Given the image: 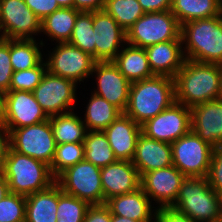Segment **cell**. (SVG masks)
Returning a JSON list of instances; mask_svg holds the SVG:
<instances>
[{
	"mask_svg": "<svg viewBox=\"0 0 222 222\" xmlns=\"http://www.w3.org/2000/svg\"><path fill=\"white\" fill-rule=\"evenodd\" d=\"M175 101L189 107L218 99L220 65L185 59L174 78Z\"/></svg>",
	"mask_w": 222,
	"mask_h": 222,
	"instance_id": "cell-1",
	"label": "cell"
},
{
	"mask_svg": "<svg viewBox=\"0 0 222 222\" xmlns=\"http://www.w3.org/2000/svg\"><path fill=\"white\" fill-rule=\"evenodd\" d=\"M174 102V78L155 75L131 83L129 102L124 113L142 125Z\"/></svg>",
	"mask_w": 222,
	"mask_h": 222,
	"instance_id": "cell-2",
	"label": "cell"
},
{
	"mask_svg": "<svg viewBox=\"0 0 222 222\" xmlns=\"http://www.w3.org/2000/svg\"><path fill=\"white\" fill-rule=\"evenodd\" d=\"M185 59L222 64V14L181 25Z\"/></svg>",
	"mask_w": 222,
	"mask_h": 222,
	"instance_id": "cell-3",
	"label": "cell"
},
{
	"mask_svg": "<svg viewBox=\"0 0 222 222\" xmlns=\"http://www.w3.org/2000/svg\"><path fill=\"white\" fill-rule=\"evenodd\" d=\"M1 171L8 182L9 191L25 197L46 190L55 183L49 165L19 154L10 147Z\"/></svg>",
	"mask_w": 222,
	"mask_h": 222,
	"instance_id": "cell-4",
	"label": "cell"
},
{
	"mask_svg": "<svg viewBox=\"0 0 222 222\" xmlns=\"http://www.w3.org/2000/svg\"><path fill=\"white\" fill-rule=\"evenodd\" d=\"M171 208L196 222H222L219 196L207 176L186 177Z\"/></svg>",
	"mask_w": 222,
	"mask_h": 222,
	"instance_id": "cell-5",
	"label": "cell"
},
{
	"mask_svg": "<svg viewBox=\"0 0 222 222\" xmlns=\"http://www.w3.org/2000/svg\"><path fill=\"white\" fill-rule=\"evenodd\" d=\"M172 40L182 38L181 25L171 10L145 13L126 30V44L139 48Z\"/></svg>",
	"mask_w": 222,
	"mask_h": 222,
	"instance_id": "cell-6",
	"label": "cell"
},
{
	"mask_svg": "<svg viewBox=\"0 0 222 222\" xmlns=\"http://www.w3.org/2000/svg\"><path fill=\"white\" fill-rule=\"evenodd\" d=\"M101 168L83 159L63 171L55 182L62 192L87 201L90 205L104 204Z\"/></svg>",
	"mask_w": 222,
	"mask_h": 222,
	"instance_id": "cell-7",
	"label": "cell"
},
{
	"mask_svg": "<svg viewBox=\"0 0 222 222\" xmlns=\"http://www.w3.org/2000/svg\"><path fill=\"white\" fill-rule=\"evenodd\" d=\"M56 145L49 119L9 132V146L12 150L40 160L49 166L53 160Z\"/></svg>",
	"mask_w": 222,
	"mask_h": 222,
	"instance_id": "cell-8",
	"label": "cell"
},
{
	"mask_svg": "<svg viewBox=\"0 0 222 222\" xmlns=\"http://www.w3.org/2000/svg\"><path fill=\"white\" fill-rule=\"evenodd\" d=\"M173 165L186 177L208 175L213 148L193 131L171 143Z\"/></svg>",
	"mask_w": 222,
	"mask_h": 222,
	"instance_id": "cell-9",
	"label": "cell"
},
{
	"mask_svg": "<svg viewBox=\"0 0 222 222\" xmlns=\"http://www.w3.org/2000/svg\"><path fill=\"white\" fill-rule=\"evenodd\" d=\"M76 88L77 84L74 81L47 71L32 93L42 110L50 117L73 110L77 99Z\"/></svg>",
	"mask_w": 222,
	"mask_h": 222,
	"instance_id": "cell-10",
	"label": "cell"
},
{
	"mask_svg": "<svg viewBox=\"0 0 222 222\" xmlns=\"http://www.w3.org/2000/svg\"><path fill=\"white\" fill-rule=\"evenodd\" d=\"M53 49L45 61L47 71L70 79L76 84L92 75L97 61L90 54L68 42L58 43Z\"/></svg>",
	"mask_w": 222,
	"mask_h": 222,
	"instance_id": "cell-11",
	"label": "cell"
},
{
	"mask_svg": "<svg viewBox=\"0 0 222 222\" xmlns=\"http://www.w3.org/2000/svg\"><path fill=\"white\" fill-rule=\"evenodd\" d=\"M41 33V20L24 0H0V38L35 39Z\"/></svg>",
	"mask_w": 222,
	"mask_h": 222,
	"instance_id": "cell-12",
	"label": "cell"
},
{
	"mask_svg": "<svg viewBox=\"0 0 222 222\" xmlns=\"http://www.w3.org/2000/svg\"><path fill=\"white\" fill-rule=\"evenodd\" d=\"M141 129L147 137L171 144L191 130L190 108L175 101Z\"/></svg>",
	"mask_w": 222,
	"mask_h": 222,
	"instance_id": "cell-13",
	"label": "cell"
},
{
	"mask_svg": "<svg viewBox=\"0 0 222 222\" xmlns=\"http://www.w3.org/2000/svg\"><path fill=\"white\" fill-rule=\"evenodd\" d=\"M48 119L32 92L19 90L5 93L4 115L1 122L8 132Z\"/></svg>",
	"mask_w": 222,
	"mask_h": 222,
	"instance_id": "cell-14",
	"label": "cell"
},
{
	"mask_svg": "<svg viewBox=\"0 0 222 222\" xmlns=\"http://www.w3.org/2000/svg\"><path fill=\"white\" fill-rule=\"evenodd\" d=\"M186 176L174 165L149 171L141 176L140 187L161 207H171Z\"/></svg>",
	"mask_w": 222,
	"mask_h": 222,
	"instance_id": "cell-15",
	"label": "cell"
},
{
	"mask_svg": "<svg viewBox=\"0 0 222 222\" xmlns=\"http://www.w3.org/2000/svg\"><path fill=\"white\" fill-rule=\"evenodd\" d=\"M93 73L97 77V89L94 93L124 113L129 102L131 82L123 76L113 61H97L92 75Z\"/></svg>",
	"mask_w": 222,
	"mask_h": 222,
	"instance_id": "cell-16",
	"label": "cell"
},
{
	"mask_svg": "<svg viewBox=\"0 0 222 222\" xmlns=\"http://www.w3.org/2000/svg\"><path fill=\"white\" fill-rule=\"evenodd\" d=\"M93 31L95 60L113 61L127 43L126 31L104 10L93 11Z\"/></svg>",
	"mask_w": 222,
	"mask_h": 222,
	"instance_id": "cell-17",
	"label": "cell"
},
{
	"mask_svg": "<svg viewBox=\"0 0 222 222\" xmlns=\"http://www.w3.org/2000/svg\"><path fill=\"white\" fill-rule=\"evenodd\" d=\"M191 131L212 147L222 145V99L207 101L190 109Z\"/></svg>",
	"mask_w": 222,
	"mask_h": 222,
	"instance_id": "cell-18",
	"label": "cell"
},
{
	"mask_svg": "<svg viewBox=\"0 0 222 222\" xmlns=\"http://www.w3.org/2000/svg\"><path fill=\"white\" fill-rule=\"evenodd\" d=\"M104 203L111 197L130 193L140 187L141 177L132 161L117 160L101 168Z\"/></svg>",
	"mask_w": 222,
	"mask_h": 222,
	"instance_id": "cell-19",
	"label": "cell"
},
{
	"mask_svg": "<svg viewBox=\"0 0 222 222\" xmlns=\"http://www.w3.org/2000/svg\"><path fill=\"white\" fill-rule=\"evenodd\" d=\"M103 132L117 160L132 161L138 137L142 133L141 125L121 113Z\"/></svg>",
	"mask_w": 222,
	"mask_h": 222,
	"instance_id": "cell-20",
	"label": "cell"
},
{
	"mask_svg": "<svg viewBox=\"0 0 222 222\" xmlns=\"http://www.w3.org/2000/svg\"><path fill=\"white\" fill-rule=\"evenodd\" d=\"M132 163L138 169L140 177L149 171L172 166L171 144L154 140L141 133Z\"/></svg>",
	"mask_w": 222,
	"mask_h": 222,
	"instance_id": "cell-21",
	"label": "cell"
},
{
	"mask_svg": "<svg viewBox=\"0 0 222 222\" xmlns=\"http://www.w3.org/2000/svg\"><path fill=\"white\" fill-rule=\"evenodd\" d=\"M150 200L143 189L139 187L133 192L111 197L105 204L109 207L112 215L140 222H151L154 219L155 222L157 209L152 207Z\"/></svg>",
	"mask_w": 222,
	"mask_h": 222,
	"instance_id": "cell-22",
	"label": "cell"
},
{
	"mask_svg": "<svg viewBox=\"0 0 222 222\" xmlns=\"http://www.w3.org/2000/svg\"><path fill=\"white\" fill-rule=\"evenodd\" d=\"M182 46V40H172L146 47L153 74L175 78L185 61Z\"/></svg>",
	"mask_w": 222,
	"mask_h": 222,
	"instance_id": "cell-23",
	"label": "cell"
},
{
	"mask_svg": "<svg viewBox=\"0 0 222 222\" xmlns=\"http://www.w3.org/2000/svg\"><path fill=\"white\" fill-rule=\"evenodd\" d=\"M58 184L26 197L25 222H57Z\"/></svg>",
	"mask_w": 222,
	"mask_h": 222,
	"instance_id": "cell-24",
	"label": "cell"
},
{
	"mask_svg": "<svg viewBox=\"0 0 222 222\" xmlns=\"http://www.w3.org/2000/svg\"><path fill=\"white\" fill-rule=\"evenodd\" d=\"M121 49L113 62L127 80L132 83L155 76L150 68L145 48L128 44Z\"/></svg>",
	"mask_w": 222,
	"mask_h": 222,
	"instance_id": "cell-25",
	"label": "cell"
},
{
	"mask_svg": "<svg viewBox=\"0 0 222 222\" xmlns=\"http://www.w3.org/2000/svg\"><path fill=\"white\" fill-rule=\"evenodd\" d=\"M81 11L75 8L60 7L41 20V32L56 43L69 42L76 18Z\"/></svg>",
	"mask_w": 222,
	"mask_h": 222,
	"instance_id": "cell-26",
	"label": "cell"
},
{
	"mask_svg": "<svg viewBox=\"0 0 222 222\" xmlns=\"http://www.w3.org/2000/svg\"><path fill=\"white\" fill-rule=\"evenodd\" d=\"M56 144L84 142L88 132L74 111L49 117Z\"/></svg>",
	"mask_w": 222,
	"mask_h": 222,
	"instance_id": "cell-27",
	"label": "cell"
},
{
	"mask_svg": "<svg viewBox=\"0 0 222 222\" xmlns=\"http://www.w3.org/2000/svg\"><path fill=\"white\" fill-rule=\"evenodd\" d=\"M86 108L83 123L88 131H104L122 113L93 91Z\"/></svg>",
	"mask_w": 222,
	"mask_h": 222,
	"instance_id": "cell-28",
	"label": "cell"
},
{
	"mask_svg": "<svg viewBox=\"0 0 222 222\" xmlns=\"http://www.w3.org/2000/svg\"><path fill=\"white\" fill-rule=\"evenodd\" d=\"M35 39H10V60L14 72L36 67L42 60L40 47L44 42Z\"/></svg>",
	"mask_w": 222,
	"mask_h": 222,
	"instance_id": "cell-29",
	"label": "cell"
},
{
	"mask_svg": "<svg viewBox=\"0 0 222 222\" xmlns=\"http://www.w3.org/2000/svg\"><path fill=\"white\" fill-rule=\"evenodd\" d=\"M171 12L180 25L210 17L219 16L218 0H173Z\"/></svg>",
	"mask_w": 222,
	"mask_h": 222,
	"instance_id": "cell-30",
	"label": "cell"
},
{
	"mask_svg": "<svg viewBox=\"0 0 222 222\" xmlns=\"http://www.w3.org/2000/svg\"><path fill=\"white\" fill-rule=\"evenodd\" d=\"M84 159L103 168L117 161L103 131H88L84 139Z\"/></svg>",
	"mask_w": 222,
	"mask_h": 222,
	"instance_id": "cell-31",
	"label": "cell"
},
{
	"mask_svg": "<svg viewBox=\"0 0 222 222\" xmlns=\"http://www.w3.org/2000/svg\"><path fill=\"white\" fill-rule=\"evenodd\" d=\"M103 10L125 31L145 14L138 0H105Z\"/></svg>",
	"mask_w": 222,
	"mask_h": 222,
	"instance_id": "cell-32",
	"label": "cell"
},
{
	"mask_svg": "<svg viewBox=\"0 0 222 222\" xmlns=\"http://www.w3.org/2000/svg\"><path fill=\"white\" fill-rule=\"evenodd\" d=\"M70 44L90 54L95 59L93 11H81L75 21Z\"/></svg>",
	"mask_w": 222,
	"mask_h": 222,
	"instance_id": "cell-33",
	"label": "cell"
},
{
	"mask_svg": "<svg viewBox=\"0 0 222 222\" xmlns=\"http://www.w3.org/2000/svg\"><path fill=\"white\" fill-rule=\"evenodd\" d=\"M83 142L57 144L50 171L56 179L67 168L84 159Z\"/></svg>",
	"mask_w": 222,
	"mask_h": 222,
	"instance_id": "cell-34",
	"label": "cell"
},
{
	"mask_svg": "<svg viewBox=\"0 0 222 222\" xmlns=\"http://www.w3.org/2000/svg\"><path fill=\"white\" fill-rule=\"evenodd\" d=\"M89 206L87 201L63 193L58 185L57 222H83Z\"/></svg>",
	"mask_w": 222,
	"mask_h": 222,
	"instance_id": "cell-35",
	"label": "cell"
},
{
	"mask_svg": "<svg viewBox=\"0 0 222 222\" xmlns=\"http://www.w3.org/2000/svg\"><path fill=\"white\" fill-rule=\"evenodd\" d=\"M43 61L44 60L31 69L13 72L9 91L24 90L32 92L42 81L45 73L47 72V64Z\"/></svg>",
	"mask_w": 222,
	"mask_h": 222,
	"instance_id": "cell-36",
	"label": "cell"
},
{
	"mask_svg": "<svg viewBox=\"0 0 222 222\" xmlns=\"http://www.w3.org/2000/svg\"><path fill=\"white\" fill-rule=\"evenodd\" d=\"M26 197L9 192L0 201V222H25Z\"/></svg>",
	"mask_w": 222,
	"mask_h": 222,
	"instance_id": "cell-37",
	"label": "cell"
},
{
	"mask_svg": "<svg viewBox=\"0 0 222 222\" xmlns=\"http://www.w3.org/2000/svg\"><path fill=\"white\" fill-rule=\"evenodd\" d=\"M13 69L10 60V39L0 38V90L9 91Z\"/></svg>",
	"mask_w": 222,
	"mask_h": 222,
	"instance_id": "cell-38",
	"label": "cell"
},
{
	"mask_svg": "<svg viewBox=\"0 0 222 222\" xmlns=\"http://www.w3.org/2000/svg\"><path fill=\"white\" fill-rule=\"evenodd\" d=\"M207 178L209 186L217 194L222 191V145L213 148Z\"/></svg>",
	"mask_w": 222,
	"mask_h": 222,
	"instance_id": "cell-39",
	"label": "cell"
},
{
	"mask_svg": "<svg viewBox=\"0 0 222 222\" xmlns=\"http://www.w3.org/2000/svg\"><path fill=\"white\" fill-rule=\"evenodd\" d=\"M24 2L40 20L60 8L57 0H24Z\"/></svg>",
	"mask_w": 222,
	"mask_h": 222,
	"instance_id": "cell-40",
	"label": "cell"
},
{
	"mask_svg": "<svg viewBox=\"0 0 222 222\" xmlns=\"http://www.w3.org/2000/svg\"><path fill=\"white\" fill-rule=\"evenodd\" d=\"M83 222H111V211L105 203L90 205Z\"/></svg>",
	"mask_w": 222,
	"mask_h": 222,
	"instance_id": "cell-41",
	"label": "cell"
},
{
	"mask_svg": "<svg viewBox=\"0 0 222 222\" xmlns=\"http://www.w3.org/2000/svg\"><path fill=\"white\" fill-rule=\"evenodd\" d=\"M155 222H196L171 207L157 208Z\"/></svg>",
	"mask_w": 222,
	"mask_h": 222,
	"instance_id": "cell-42",
	"label": "cell"
},
{
	"mask_svg": "<svg viewBox=\"0 0 222 222\" xmlns=\"http://www.w3.org/2000/svg\"><path fill=\"white\" fill-rule=\"evenodd\" d=\"M145 13L171 10L173 0H138Z\"/></svg>",
	"mask_w": 222,
	"mask_h": 222,
	"instance_id": "cell-43",
	"label": "cell"
},
{
	"mask_svg": "<svg viewBox=\"0 0 222 222\" xmlns=\"http://www.w3.org/2000/svg\"><path fill=\"white\" fill-rule=\"evenodd\" d=\"M105 0H74V8L79 11H98L103 10Z\"/></svg>",
	"mask_w": 222,
	"mask_h": 222,
	"instance_id": "cell-44",
	"label": "cell"
},
{
	"mask_svg": "<svg viewBox=\"0 0 222 222\" xmlns=\"http://www.w3.org/2000/svg\"><path fill=\"white\" fill-rule=\"evenodd\" d=\"M9 147V132L2 122H0V170L4 164Z\"/></svg>",
	"mask_w": 222,
	"mask_h": 222,
	"instance_id": "cell-45",
	"label": "cell"
},
{
	"mask_svg": "<svg viewBox=\"0 0 222 222\" xmlns=\"http://www.w3.org/2000/svg\"><path fill=\"white\" fill-rule=\"evenodd\" d=\"M9 186L6 178L0 170V201L9 193Z\"/></svg>",
	"mask_w": 222,
	"mask_h": 222,
	"instance_id": "cell-46",
	"label": "cell"
},
{
	"mask_svg": "<svg viewBox=\"0 0 222 222\" xmlns=\"http://www.w3.org/2000/svg\"><path fill=\"white\" fill-rule=\"evenodd\" d=\"M59 7L74 8V0H57Z\"/></svg>",
	"mask_w": 222,
	"mask_h": 222,
	"instance_id": "cell-47",
	"label": "cell"
},
{
	"mask_svg": "<svg viewBox=\"0 0 222 222\" xmlns=\"http://www.w3.org/2000/svg\"><path fill=\"white\" fill-rule=\"evenodd\" d=\"M111 222H140V221H135L127 217H120V216L111 214Z\"/></svg>",
	"mask_w": 222,
	"mask_h": 222,
	"instance_id": "cell-48",
	"label": "cell"
},
{
	"mask_svg": "<svg viewBox=\"0 0 222 222\" xmlns=\"http://www.w3.org/2000/svg\"><path fill=\"white\" fill-rule=\"evenodd\" d=\"M5 93L0 90V122L4 115Z\"/></svg>",
	"mask_w": 222,
	"mask_h": 222,
	"instance_id": "cell-49",
	"label": "cell"
},
{
	"mask_svg": "<svg viewBox=\"0 0 222 222\" xmlns=\"http://www.w3.org/2000/svg\"><path fill=\"white\" fill-rule=\"evenodd\" d=\"M218 99H222V64H220V88Z\"/></svg>",
	"mask_w": 222,
	"mask_h": 222,
	"instance_id": "cell-50",
	"label": "cell"
},
{
	"mask_svg": "<svg viewBox=\"0 0 222 222\" xmlns=\"http://www.w3.org/2000/svg\"><path fill=\"white\" fill-rule=\"evenodd\" d=\"M218 196H219V202H220L221 213H222V191H220V192L218 193Z\"/></svg>",
	"mask_w": 222,
	"mask_h": 222,
	"instance_id": "cell-51",
	"label": "cell"
},
{
	"mask_svg": "<svg viewBox=\"0 0 222 222\" xmlns=\"http://www.w3.org/2000/svg\"><path fill=\"white\" fill-rule=\"evenodd\" d=\"M218 8L220 10V13L222 14V0H218Z\"/></svg>",
	"mask_w": 222,
	"mask_h": 222,
	"instance_id": "cell-52",
	"label": "cell"
}]
</instances>
